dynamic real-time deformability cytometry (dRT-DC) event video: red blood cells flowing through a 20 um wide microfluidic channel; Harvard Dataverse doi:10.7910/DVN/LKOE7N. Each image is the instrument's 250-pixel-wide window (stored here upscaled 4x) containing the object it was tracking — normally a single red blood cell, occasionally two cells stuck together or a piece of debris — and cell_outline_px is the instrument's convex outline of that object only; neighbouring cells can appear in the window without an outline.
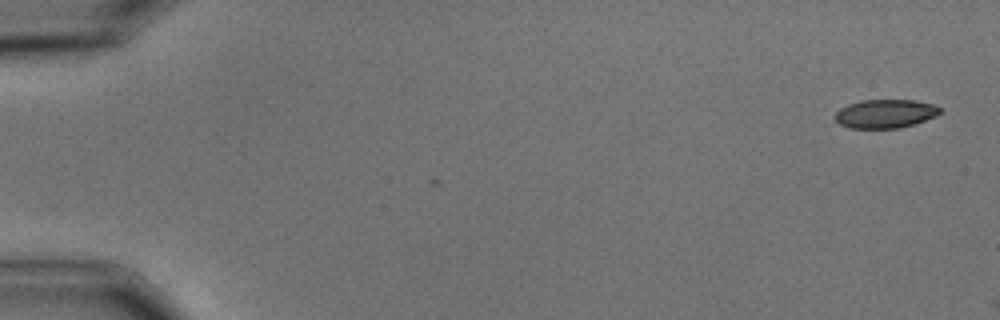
{"species": "common noctule bat (a hibernating species)", "species_latin": "Nyctalus noctula", "temperature_condition": "cold", "stored_images_in_passage": 2, "camera_frame_rate_fps": 3000, "um_per_image_px": 0.085, "animal": {"sex": "male", "body_mass_g": 15.6}, "frame": {"image": 1, "passage_image": 1, "time_ms": 0.0, "image_size_px": [1000, 320], "cell_outline_px": [[940, 112], [936, 116], [900, 128], [848, 128], [840, 124], [836, 120], [836, 112], [840, 108], [848, 104], [860, 100], [912, 100], [932, 104], [940, 108]], "centroid_in_image_um": [75.22, 9.66], "position_along_channel_um": 9.8, "area_um2": 17.34}}